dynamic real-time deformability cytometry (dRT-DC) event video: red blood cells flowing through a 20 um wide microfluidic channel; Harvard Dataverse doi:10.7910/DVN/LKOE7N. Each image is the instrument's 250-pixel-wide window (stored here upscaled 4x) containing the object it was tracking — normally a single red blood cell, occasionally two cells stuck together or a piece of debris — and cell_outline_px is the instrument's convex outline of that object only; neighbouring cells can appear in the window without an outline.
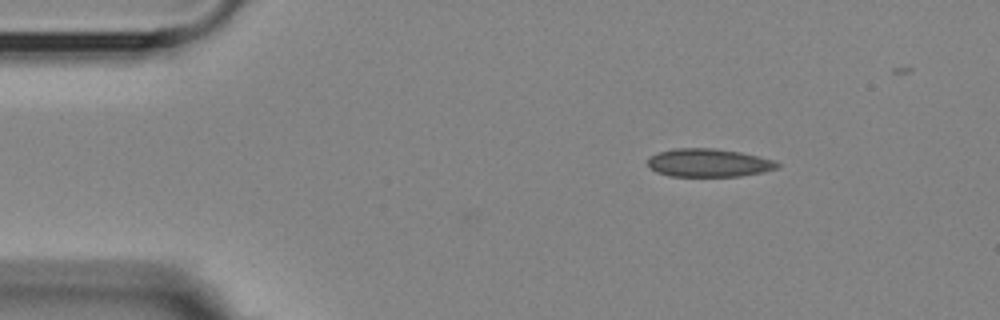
{"species": "Egyptian fruit bat (a non-hibernating species)", "species_latin": "Rousettus aegyptiacus", "temperature_condition": "room temperature", "stored_images_in_passage": 2, "camera_frame_rate_fps": 3000, "um_per_image_px": 0.085, "animal": {"sex": "female"}, "frame": {"image": 1, "passage_image": 2, "time_ms": 0.333, "image_size_px": [1000, 320], "cell_outline_px": [[780, 164], [776, 168], [764, 172], [740, 176], [668, 176], [656, 172], [648, 164], [648, 156], [660, 152], [676, 148], [712, 148], [740, 152], [772, 160]], "centroid_in_image_um": [60.2, 13.84], "position_along_channel_um": 24.8, "area_um2": 21.1}}